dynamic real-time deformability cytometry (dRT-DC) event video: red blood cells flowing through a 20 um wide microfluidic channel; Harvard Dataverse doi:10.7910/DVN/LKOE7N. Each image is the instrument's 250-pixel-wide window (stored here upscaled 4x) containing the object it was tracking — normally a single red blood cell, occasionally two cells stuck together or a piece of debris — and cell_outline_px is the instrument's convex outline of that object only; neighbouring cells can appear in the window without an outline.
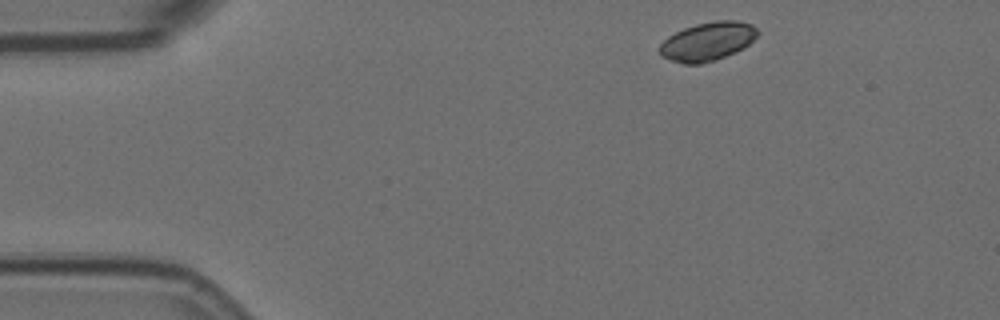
{"species": "Egyptian fruit bat (a non-hibernating species)", "species_latin": "Rousettus aegyptiacus", "temperature_condition": "room temperature", "stored_images_in_passage": 3, "camera_frame_rate_fps": 3000, "um_per_image_px": 0.085, "animal": {"sex": "female"}, "frame": {"image": 1, "passage_image": 1, "time_ms": 0.0, "image_size_px": [1000, 320], "cell_outline_px": [[760, 32], [744, 48], [736, 52], [716, 60], [700, 64], [684, 64], [672, 60], [664, 56], [660, 52], [660, 44], [668, 36], [684, 28], [696, 24], [716, 20], [736, 20], [752, 24]], "centroid_in_image_um": [60.18, 3.51], "position_along_channel_um": 24.8, "area_um2": 21.96}}